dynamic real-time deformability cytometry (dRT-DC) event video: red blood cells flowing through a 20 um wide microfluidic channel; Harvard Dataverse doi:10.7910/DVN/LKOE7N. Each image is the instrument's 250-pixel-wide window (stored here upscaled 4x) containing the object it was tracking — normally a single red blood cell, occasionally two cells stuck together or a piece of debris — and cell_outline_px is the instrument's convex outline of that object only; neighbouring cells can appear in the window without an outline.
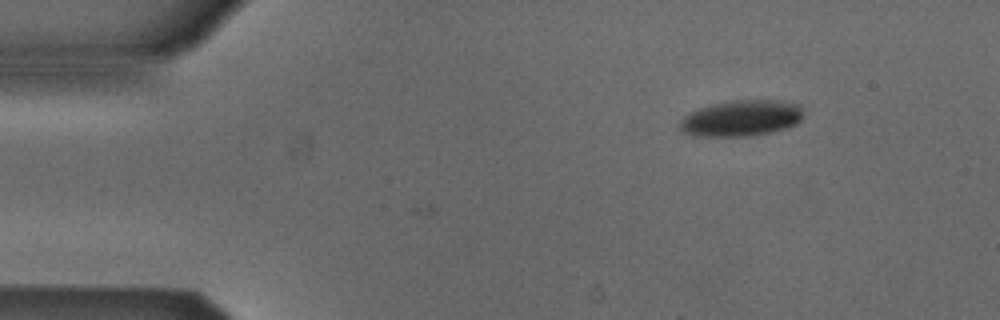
{"species": "Egyptian fruit bat (a non-hibernating species)", "species_latin": "Rousettus aegyptiacus", "temperature_condition": "cold", "stored_images_in_passage": 12, "camera_frame_rate_fps": 3000, "um_per_image_px": 0.085, "animal": {"sex": "male"}, "frame": {"image": 1, "passage_image": 12, "time_ms": 3.667, "image_size_px": [1000, 320], "cell_outline_px": [[804, 116], [796, 124], [788, 128], [748, 136], [688, 136], [680, 132], [680, 120], [684, 116], [700, 108], [732, 100], [780, 100], [800, 104], [804, 108]], "centroid_in_image_um": [63.04, 10.05], "position_along_channel_um": 22.0, "area_um2": 26.18}}